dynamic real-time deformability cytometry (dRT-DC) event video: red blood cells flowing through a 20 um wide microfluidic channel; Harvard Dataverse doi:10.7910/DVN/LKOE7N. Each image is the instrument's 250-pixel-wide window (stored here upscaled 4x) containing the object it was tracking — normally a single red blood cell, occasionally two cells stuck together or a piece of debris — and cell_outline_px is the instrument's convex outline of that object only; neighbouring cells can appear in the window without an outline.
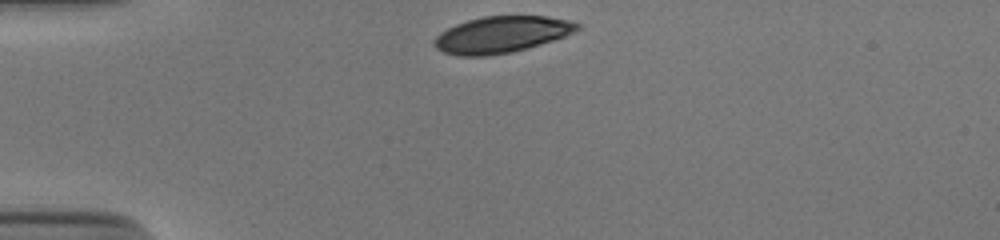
{"species": "human", "species_latin": "Homo sapiens", "temperature_condition": "cold", "stored_images_in_passage": 31, "camera_frame_rate_fps": 3000, "um_per_image_px": 0.085, "donor": {"sex": "male"}, "frame": {"image": 1, "passage_image": 1, "time_ms": 0.0, "image_size_px": [1000, 240], "cell_outline_px": [[580, 28], [564, 36], [528, 48], [512, 52], [484, 56], [460, 56], [444, 52], [436, 48], [432, 44], [432, 40], [440, 32], [456, 24], [468, 20], [484, 16], [548, 16], [568, 20], [580, 24]], "centroid_in_image_um": [42.59, 2.94], "position_along_channel_um": 42.4, "area_um2": 30.29}}
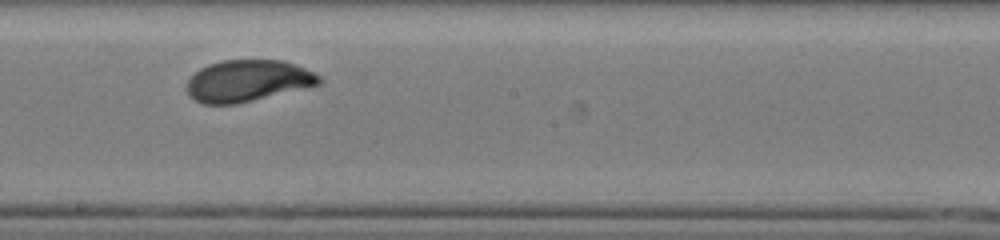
{"frame": {"image": 2, "passage_image": 18, "time_ms": 5.667, "image_size_px": [1000, 240], "cell_outline_px": [[324, 80], [320, 84], [236, 104], [200, 104], [188, 96], [184, 88], [188, 80], [200, 68], [208, 64], [224, 60], [284, 60], [296, 64], [316, 72]], "centroid_in_image_um": [21.04, 6.87], "position_along_channel_um": 227.2, "area_um2": 32.37}}
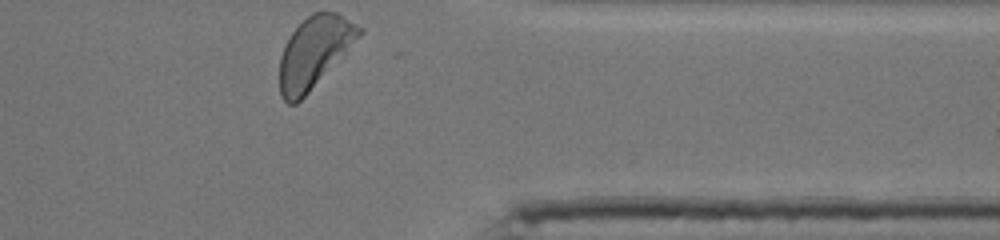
{"frame": {"image": 3, "passage_image": 31, "time_ms": 10.0, "image_size_px": [1000, 240], "cell_outline_px": [[364, 32], [308, 92], [296, 104], [288, 104], [280, 96], [280, 56], [284, 44], [292, 32], [312, 12], [336, 12], [364, 28]], "centroid_in_image_um": [26.7, 4.42], "position_along_channel_um": 384.7, "area_um2": 32.43}, "authors_computed_cell_mechanics": {"area_um2": 32.4258, "velocity_mm_per_s": 3.8278, "shape_relaxation_time_tau1_ms": 2.0043, "shape_relaxation_time_tau2_ms": null, "deformation_change_tau1": 0.1483, "deformation_change_tau2": null}}